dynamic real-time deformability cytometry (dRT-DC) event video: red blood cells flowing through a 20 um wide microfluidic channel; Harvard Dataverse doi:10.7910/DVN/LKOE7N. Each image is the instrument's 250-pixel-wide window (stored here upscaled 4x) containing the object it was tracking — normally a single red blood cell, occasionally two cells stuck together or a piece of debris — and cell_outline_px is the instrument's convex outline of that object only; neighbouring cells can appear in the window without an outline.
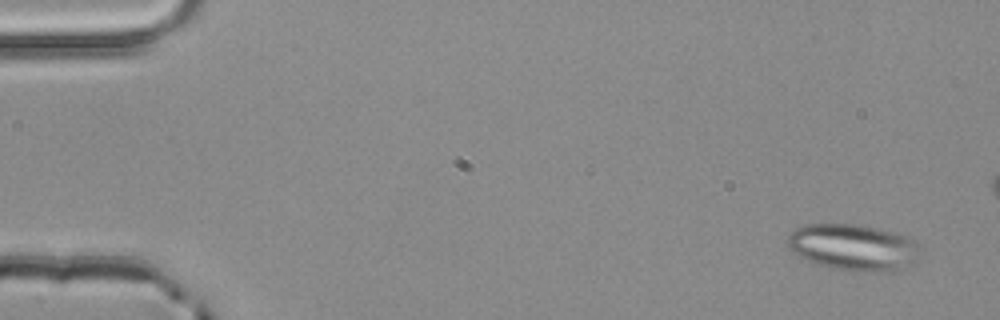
{"species": "common noctule bat (a hibernating species)", "species_latin": "Nyctalus noctula", "temperature_condition": "room temperature", "stored_images_in_passage": 4, "camera_frame_rate_fps": 3000, "um_per_image_px": 0.085, "animal": {"sex": "male", "body_mass_g": 20.4}, "frame": {"image": 1, "passage_image": 1, "time_ms": 0.0, "image_size_px": [1000, 320], "cell_outline_px": [[916, 260], [896, 272], [864, 272], [832, 268], [816, 264], [792, 252], [788, 248], [788, 236], [796, 228], [804, 224], [856, 224], [896, 232], [908, 236], [916, 244]], "centroid_in_image_um": [72.5, 21.02], "position_along_channel_um": 12.5, "area_um2": 35.78}}